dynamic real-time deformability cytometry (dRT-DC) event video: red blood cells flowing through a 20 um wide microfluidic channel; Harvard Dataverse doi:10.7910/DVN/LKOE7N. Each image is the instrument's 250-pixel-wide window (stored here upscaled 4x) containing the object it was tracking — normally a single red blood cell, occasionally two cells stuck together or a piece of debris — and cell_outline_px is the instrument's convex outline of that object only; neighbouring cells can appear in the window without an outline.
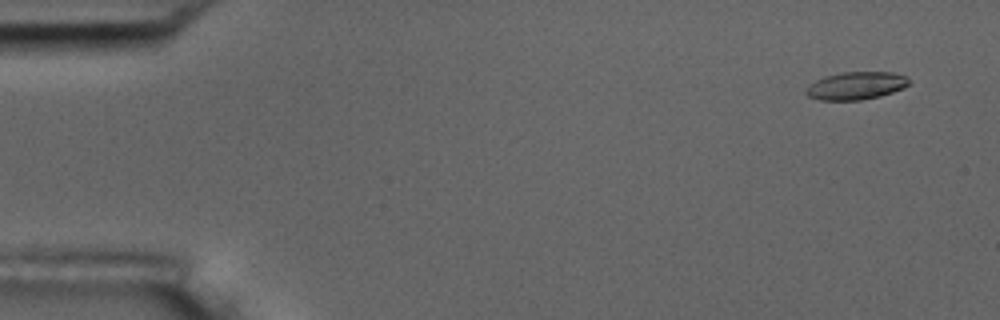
{"species": "common noctule bat (a hibernating species)", "species_latin": "Nyctalus noctula", "temperature_condition": "room temperature", "stored_images_in_passage": 5, "camera_frame_rate_fps": 3000, "um_per_image_px": 0.085, "animal": {"sex": "male", "body_mass_g": 17.5, "forearm_length_mm": 52.3}, "frame": {"image": 1, "passage_image": 1, "time_ms": 0.0, "image_size_px": [1000, 320], "cell_outline_px": [[908, 84], [904, 88], [880, 96], [860, 100], [820, 100], [808, 96], [804, 92], [808, 84], [824, 76], [840, 72], [892, 72], [908, 76]], "centroid_in_image_um": [72.74, 7.28], "position_along_channel_um": 12.3, "area_um2": 16.76}}
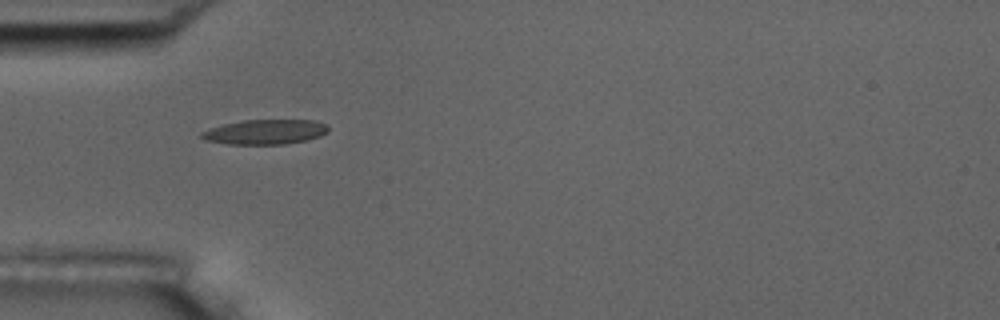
{"frame": {"image": 2, "passage_image": 5, "time_ms": 4.667, "image_size_px": [1000, 320], "cell_outline_px": [[328, 132], [320, 136], [304, 140], [284, 144], [228, 144], [204, 140], [200, 136], [200, 132], [208, 128], [224, 124], [244, 120], [312, 120], [328, 124]], "centroid_in_image_um": [22.51, 11.21], "position_along_channel_um": 62.5, "area_um2": 18.32}}